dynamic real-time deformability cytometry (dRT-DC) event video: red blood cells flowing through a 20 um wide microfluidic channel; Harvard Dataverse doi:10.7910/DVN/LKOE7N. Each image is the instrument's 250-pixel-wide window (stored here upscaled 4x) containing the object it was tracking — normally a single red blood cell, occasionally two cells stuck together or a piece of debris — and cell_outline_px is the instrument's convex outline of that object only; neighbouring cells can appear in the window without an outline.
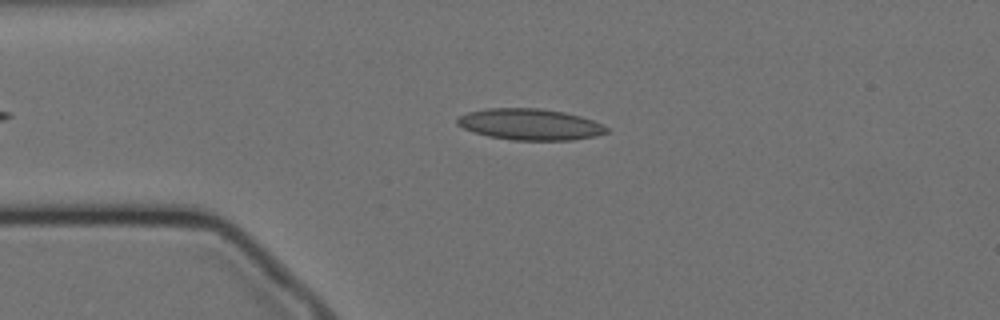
{"species": "Egyptian fruit bat (a non-hibernating species)", "species_latin": "Rousettus aegyptiacus", "temperature_condition": "cold", "stored_images_in_passage": 50, "camera_frame_rate_fps": 3000, "um_per_image_px": 0.085, "animal": {"sex": "female"}, "frame": {"image": 1, "passage_image": 11, "time_ms": 3.333, "image_size_px": [1000, 320], "cell_outline_px": [[608, 132], [596, 136], [572, 140], [512, 140], [488, 136], [464, 128], [456, 124], [456, 116], [468, 112], [488, 108], [540, 108], [564, 112], [580, 116], [592, 120], [608, 128]], "centroid_in_image_um": [45.02, 10.57], "position_along_channel_um": 40.0, "area_um2": 27.17}}
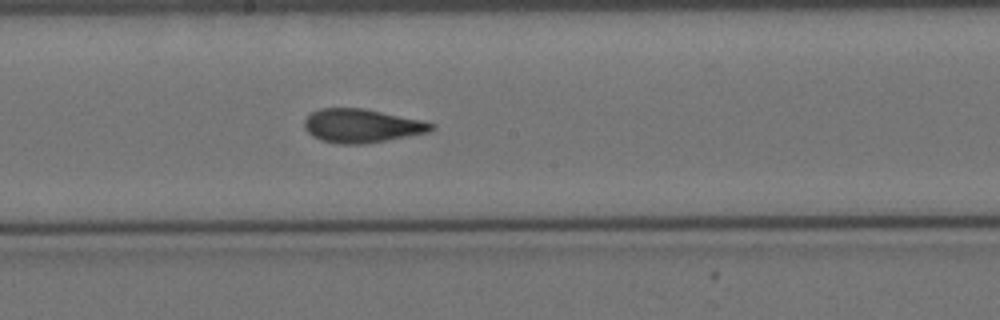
{"frame": {"image": 2, "passage_image": 28, "time_ms": 9.0, "image_size_px": [1000, 320], "cell_outline_px": [[436, 128], [428, 132], [364, 144], [340, 144], [320, 140], [312, 136], [304, 128], [304, 120], [312, 112], [320, 108], [364, 108], [424, 120], [436, 124]], "centroid_in_image_um": [30.76, 10.68], "position_along_channel_um": 217.4, "area_um2": 25.03}}
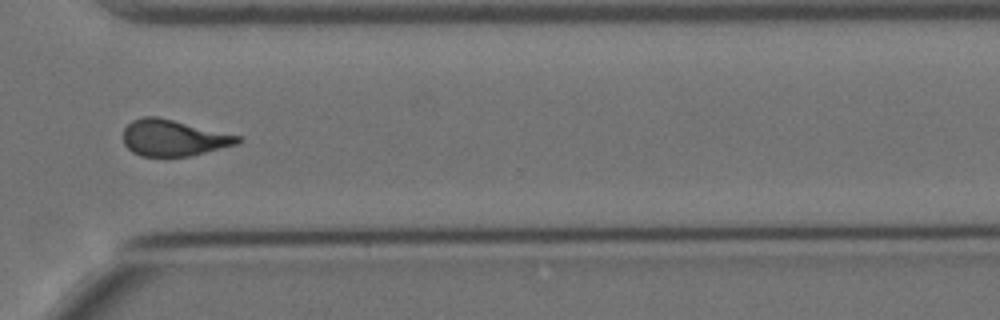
{"frame": {"image": 3, "passage_image": 40, "time_ms": 13.0, "image_size_px": [1000, 320], "cell_outline_px": [[244, 140], [236, 144], [188, 156], [140, 156], [132, 152], [124, 144], [124, 128], [132, 120], [144, 116], [156, 116], [240, 136]], "centroid_in_image_um": [14.71, 11.72], "position_along_channel_um": 355.9, "area_um2": 23.87}, "authors_computed_cell_mechanics": {"area_um2": 25.0852, "velocity_mm_per_s": 3.4657, "shape_relaxation_time_tau1_ms": null, "shape_relaxation_time_tau2_ms": 1.4834, "deformation_change_tau1": null, "deformation_change_tau2": 0.0919}}